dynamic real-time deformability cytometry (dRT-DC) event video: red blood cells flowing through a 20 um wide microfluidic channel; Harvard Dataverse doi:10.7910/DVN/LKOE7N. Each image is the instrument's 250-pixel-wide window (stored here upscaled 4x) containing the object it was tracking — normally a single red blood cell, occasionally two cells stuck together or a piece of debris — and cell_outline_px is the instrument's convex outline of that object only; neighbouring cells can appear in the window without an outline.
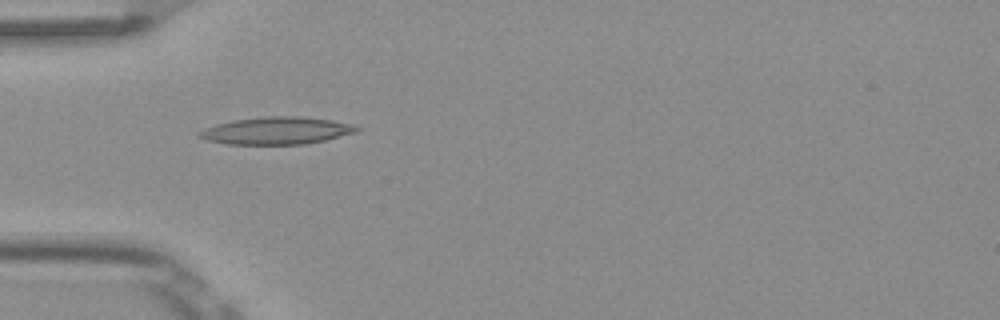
{"species": "Egyptian fruit bat (a non-hibernating species)", "species_latin": "Rousettus aegyptiacus", "temperature_condition": "room temperature", "stored_images_in_passage": 5, "camera_frame_rate_fps": 3000, "um_per_image_px": 0.085, "frame": {"image": 1, "passage_image": 5, "time_ms": 1.333, "image_size_px": [1000, 320], "cell_outline_px": [[360, 128], [356, 132], [324, 140], [304, 144], [228, 144], [208, 140], [196, 136], [196, 132], [204, 128], [216, 124], [236, 120], [264, 116], [300, 116], [332, 120], [352, 124]], "centroid_in_image_um": [23.48, 11.1], "position_along_channel_um": 61.5, "area_um2": 24.97}}